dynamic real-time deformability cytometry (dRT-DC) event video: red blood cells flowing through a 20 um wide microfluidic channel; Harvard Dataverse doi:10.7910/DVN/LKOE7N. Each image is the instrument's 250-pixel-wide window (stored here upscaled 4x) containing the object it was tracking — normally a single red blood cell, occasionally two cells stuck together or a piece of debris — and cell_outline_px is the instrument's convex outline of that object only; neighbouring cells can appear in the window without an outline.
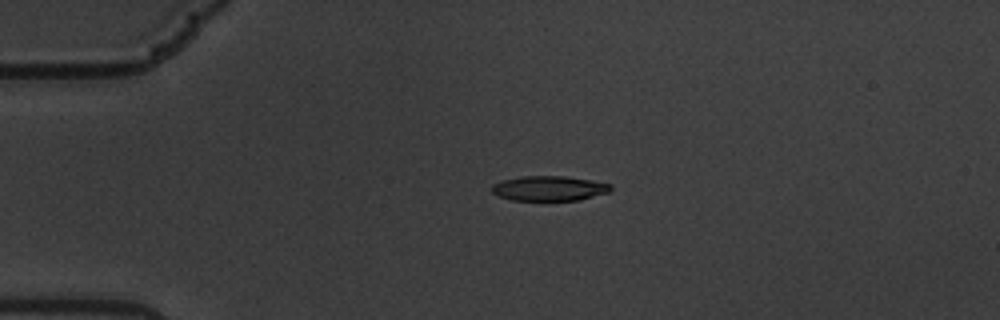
{"species": "common noctule bat (a hibernating species)", "species_latin": "Nyctalus noctula", "temperature_condition": "warm", "stored_images_in_passage": 47, "camera_frame_rate_fps": 3000, "um_per_image_px": 0.085, "animal": {"sex": "male", "body_mass_g": 19.5, "forearm_length_mm": 54.6}, "frame": {"image": 1, "passage_image": 1, "time_ms": 0.0, "image_size_px": [1000, 320], "cell_outline_px": [[612, 188], [608, 192], [580, 200], [512, 200], [500, 196], [492, 192], [492, 184], [504, 180], [520, 176], [564, 176], [612, 184]], "centroid_in_image_um": [46.67, 16.01], "position_along_channel_um": 38.3, "area_um2": 17.05}}
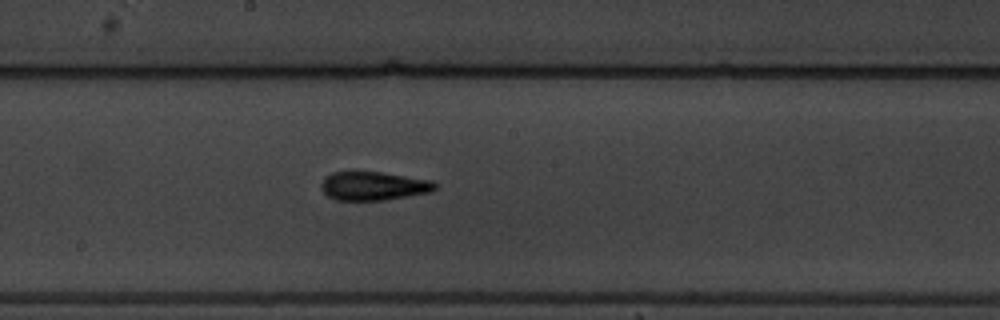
{"frame": {"image": 2, "passage_image": 20, "time_ms": 6.333, "image_size_px": [1000, 320], "cell_outline_px": [[440, 184], [432, 192], [384, 200], [336, 200], [328, 196], [320, 188], [320, 184], [324, 176], [332, 172], [380, 172], [432, 180]], "centroid_in_image_um": [31.76, 15.8], "position_along_channel_um": 216.4, "area_um2": 19.19}}
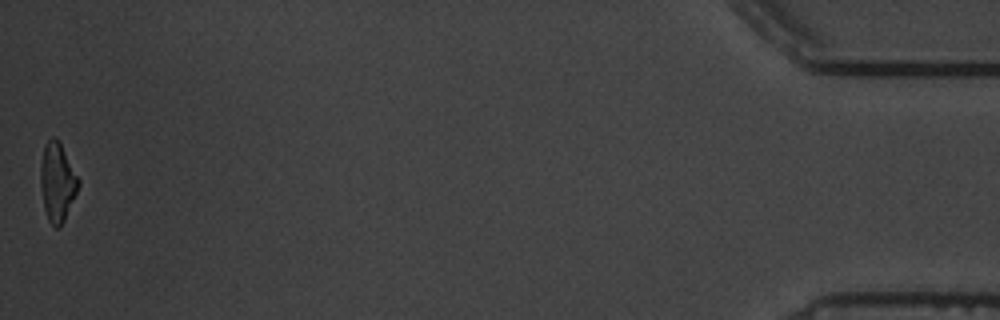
{"frame": {"image": 3, "passage_image": 47, "time_ms": 15.333, "image_size_px": [1000, 320], "cell_outline_px": [[80, 184], [64, 220], [60, 228], [56, 228], [48, 220], [44, 208], [40, 184], [40, 168], [44, 144], [52, 136], [56, 136], [60, 140], [80, 180]], "centroid_in_image_um": [4.87, 15.42], "position_along_channel_um": 430.3, "area_um2": 17.57}, "authors_computed_cell_mechanics": {"area_um2": 18.6116, "velocity_mm_per_s": 3.3933, "shape_relaxation_time_tau1_ms": 7.3545, "shape_relaxation_time_tau2_ms": 3.1466, "deformation_change_tau1": 0.2137, "deformation_change_tau2": 0.1221}}